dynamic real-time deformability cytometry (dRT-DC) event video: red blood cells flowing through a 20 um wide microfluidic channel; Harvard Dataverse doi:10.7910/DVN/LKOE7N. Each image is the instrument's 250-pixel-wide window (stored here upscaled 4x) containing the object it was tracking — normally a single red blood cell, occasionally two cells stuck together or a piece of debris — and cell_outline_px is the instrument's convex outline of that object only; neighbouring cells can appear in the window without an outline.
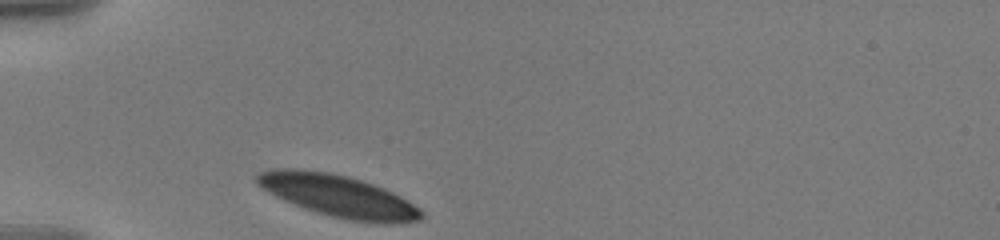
{"species": "human", "species_latin": "Homo sapiens", "temperature_condition": "warm", "stored_images_in_passage": 33, "camera_frame_rate_fps": 3000, "um_per_image_px": 0.085, "donor": {"sex": "male"}, "frame": {"image": 1, "passage_image": 1, "time_ms": 0.0, "image_size_px": [1000, 240], "cell_outline_px": [[424, 216], [420, 220], [400, 224], [376, 224], [352, 220], [332, 216], [304, 208], [284, 200], [268, 192], [256, 184], [256, 176], [260, 172], [272, 168], [296, 168], [332, 172], [364, 180], [384, 188], [400, 196], [420, 208], [424, 212]], "centroid_in_image_um": [28.79, 16.65], "position_along_channel_um": 56.2, "area_um2": 40.69}}
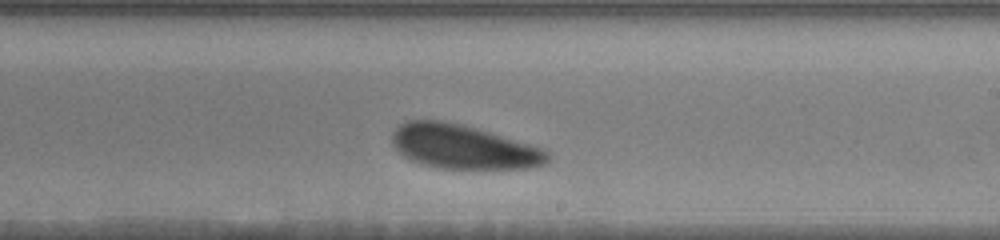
{"frame": {"image": 2, "passage_image": 19, "time_ms": 6.0, "image_size_px": [1000, 240], "cell_outline_px": [[548, 160], [544, 164], [532, 168], [436, 168], [420, 164], [404, 156], [392, 144], [392, 132], [400, 124], [408, 120], [444, 120], [464, 124], [544, 148], [548, 152]], "centroid_in_image_um": [39.37, 12.47], "position_along_channel_um": 249.6, "area_um2": 40.06}}
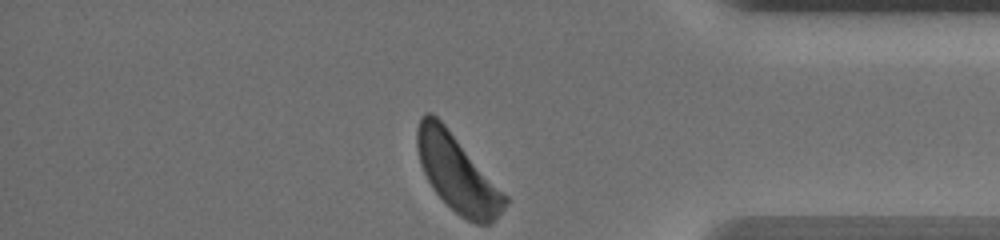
{"frame": {"image": 3, "passage_image": 33, "time_ms": 10.667, "image_size_px": [1000, 240], "cell_outline_px": [[508, 204], [496, 220], [488, 224], [476, 224], [460, 216], [432, 188], [420, 164], [416, 148], [416, 132], [420, 116], [424, 112], [432, 112], [444, 124], [508, 196]], "centroid_in_image_um": [38.87, 14.73], "position_along_channel_um": 396.3, "area_um2": 39.13}, "authors_computed_cell_mechanics": {"area_um2": 40.749, "velocity_mm_per_s": 3.4842, "shape_relaxation_time_tau1_ms": 1.6787, "shape_relaxation_time_tau2_ms": 8.1821, "deformation_change_tau1": 0.0853, "deformation_change_tau2": 0.1772}}